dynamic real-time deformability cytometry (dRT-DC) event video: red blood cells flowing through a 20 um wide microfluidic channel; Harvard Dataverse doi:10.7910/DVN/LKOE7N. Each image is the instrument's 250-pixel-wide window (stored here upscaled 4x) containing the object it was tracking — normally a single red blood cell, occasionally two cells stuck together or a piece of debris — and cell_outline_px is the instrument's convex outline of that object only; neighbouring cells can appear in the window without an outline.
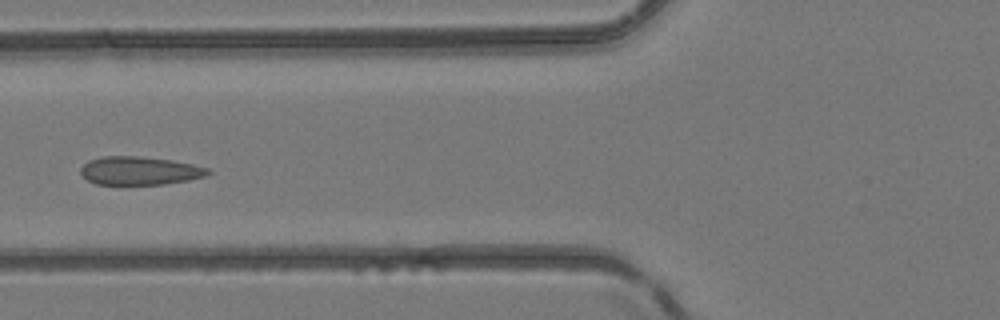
{"species": "common noctule bat (a hibernating species)", "species_latin": "Nyctalus noctula", "temperature_condition": "room temperature", "stored_images_in_passage": 6, "camera_frame_rate_fps": 3000, "um_per_image_px": 0.085, "animal": {"sex": "female", "body_mass_g": 24.6, "forearm_length_mm": 56.2}, "frame": {"image": 1, "passage_image": 5, "time_ms": 6.0, "image_size_px": [1000, 320], "cell_outline_px": [[212, 172], [204, 176], [188, 180], [164, 184], [96, 184], [88, 180], [80, 172], [80, 168], [88, 160], [104, 156], [140, 156], [172, 160], [192, 164], [208, 168]], "centroid_in_image_um": [11.86, 14.5], "position_along_channel_um": 113.9, "area_um2": 20.92}}
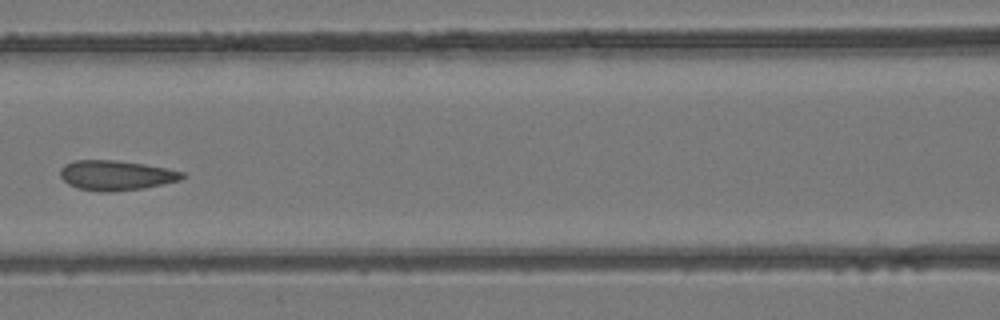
{"frame": {"image": 2, "passage_image": 6, "time_ms": 7.0, "image_size_px": [1000, 320], "cell_outline_px": [[188, 176], [180, 180], [144, 188], [112, 192], [100, 192], [80, 188], [68, 184], [60, 176], [60, 168], [64, 164], [72, 160], [116, 160], [144, 164], [184, 172]], "centroid_in_image_um": [9.86, 14.9], "position_along_channel_um": 156.7, "area_um2": 21.33}}